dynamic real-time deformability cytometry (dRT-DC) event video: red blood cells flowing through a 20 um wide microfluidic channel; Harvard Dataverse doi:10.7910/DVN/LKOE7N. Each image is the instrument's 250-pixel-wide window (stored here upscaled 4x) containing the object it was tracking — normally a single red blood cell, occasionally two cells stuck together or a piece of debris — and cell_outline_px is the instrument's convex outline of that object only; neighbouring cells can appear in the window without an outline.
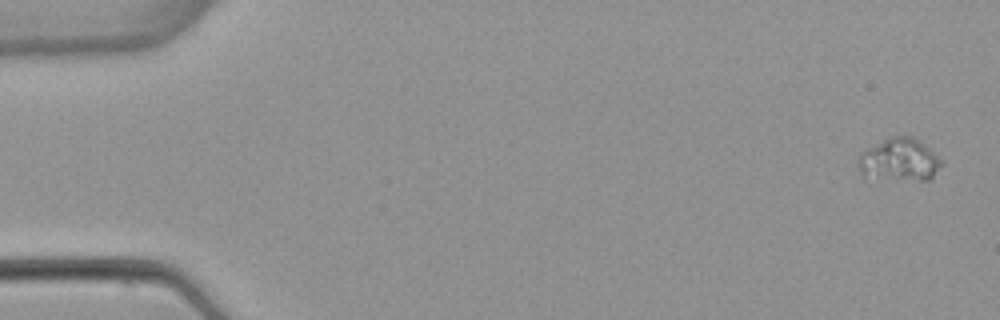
{"species": "common noctule bat (a hibernating species)", "species_latin": "Nyctalus noctula", "temperature_condition": "warm", "stored_images_in_passage": 5, "camera_frame_rate_fps": 3000, "um_per_image_px": 0.085, "animal": {"sex": "female", "body_mass_g": 22.7, "forearm_length_mm": 54.2}, "frame": {"image": 1, "passage_image": 1, "time_ms": 0.0, "image_size_px": [1000, 320], "cell_outline_px": [[940, 164], [932, 176], [928, 180], [920, 180], [864, 176], [860, 172], [856, 160], [860, 152], [892, 136], [912, 136], [924, 144], [940, 160]], "centroid_in_image_um": [76.38, 13.57], "position_along_channel_um": 8.6, "area_um2": 20.06}}
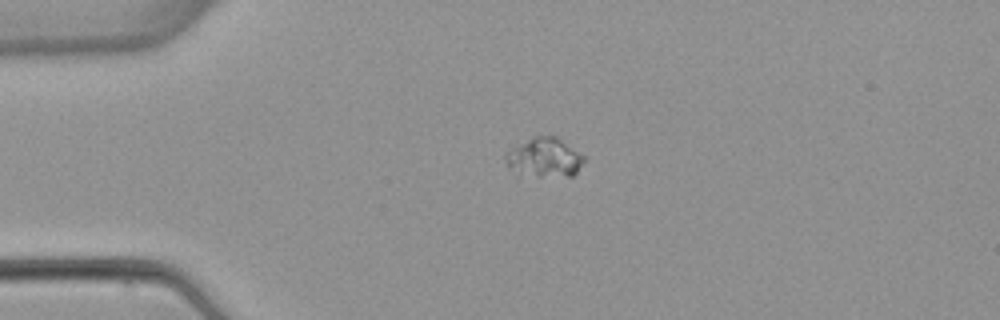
{"frame": {"image": 2, "passage_image": 4, "time_ms": 3.667, "image_size_px": [1000, 320], "cell_outline_px": [[584, 160], [576, 172], [572, 176], [536, 176], [508, 164], [504, 156], [512, 148], [532, 136], [556, 136], [584, 156]], "centroid_in_image_um": [46.34, 13.35], "position_along_channel_um": 38.7, "area_um2": 16.99}}